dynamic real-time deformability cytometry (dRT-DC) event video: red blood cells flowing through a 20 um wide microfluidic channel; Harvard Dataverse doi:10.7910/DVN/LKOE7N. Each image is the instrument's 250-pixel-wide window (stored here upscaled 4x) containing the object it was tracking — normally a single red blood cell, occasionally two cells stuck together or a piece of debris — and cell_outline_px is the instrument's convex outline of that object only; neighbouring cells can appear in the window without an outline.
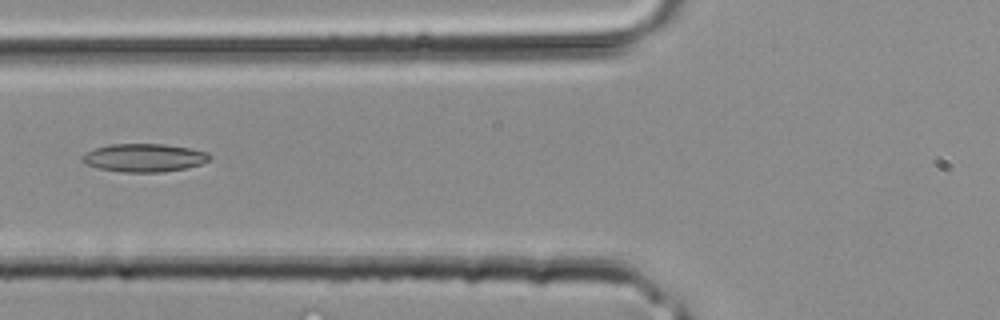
{"species": "common noctule bat (a hibernating species)", "species_latin": "Nyctalus noctula", "temperature_condition": "room temperature", "stored_images_in_passage": 22, "camera_frame_rate_fps": 3000, "um_per_image_px": 0.085, "animal": {"sex": "male", "body_mass_g": 20.4}, "frame": {"image": 1, "passage_image": 5, "time_ms": 1.333, "image_size_px": [1000, 320], "cell_outline_px": [[212, 156], [208, 160], [200, 164], [184, 168], [164, 172], [124, 172], [100, 168], [88, 164], [80, 160], [80, 156], [84, 152], [108, 144], [164, 144], [192, 148], [208, 152]], "centroid_in_image_um": [12.25, 13.39], "position_along_channel_um": 113.6, "area_um2": 20.92}}
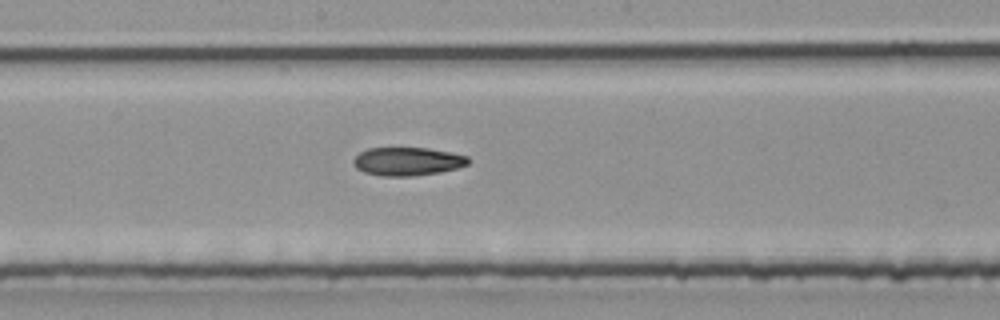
{"frame": {"image": 2, "passage_image": 10, "time_ms": 3.0, "image_size_px": [1000, 320], "cell_outline_px": [[468, 164], [456, 168], [440, 172], [412, 176], [384, 176], [364, 172], [356, 168], [352, 164], [352, 160], [360, 152], [368, 148], [428, 148], [452, 152], [468, 156]], "centroid_in_image_um": [34.62, 13.71], "position_along_channel_um": 213.6, "area_um2": 18.96}}
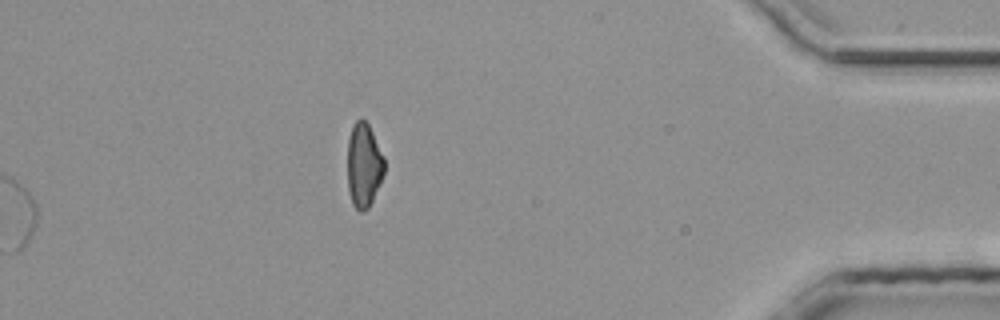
{"frame": {"image": 3, "passage_image": 22, "time_ms": 7.0, "image_size_px": [1000, 320], "cell_outline_px": [[384, 172], [380, 184], [368, 208], [364, 212], [360, 212], [352, 204], [348, 192], [348, 140], [352, 124], [360, 116], [368, 124], [384, 156]], "centroid_in_image_um": [30.91, 14.04], "position_along_channel_um": 404.3, "area_um2": 18.21}}